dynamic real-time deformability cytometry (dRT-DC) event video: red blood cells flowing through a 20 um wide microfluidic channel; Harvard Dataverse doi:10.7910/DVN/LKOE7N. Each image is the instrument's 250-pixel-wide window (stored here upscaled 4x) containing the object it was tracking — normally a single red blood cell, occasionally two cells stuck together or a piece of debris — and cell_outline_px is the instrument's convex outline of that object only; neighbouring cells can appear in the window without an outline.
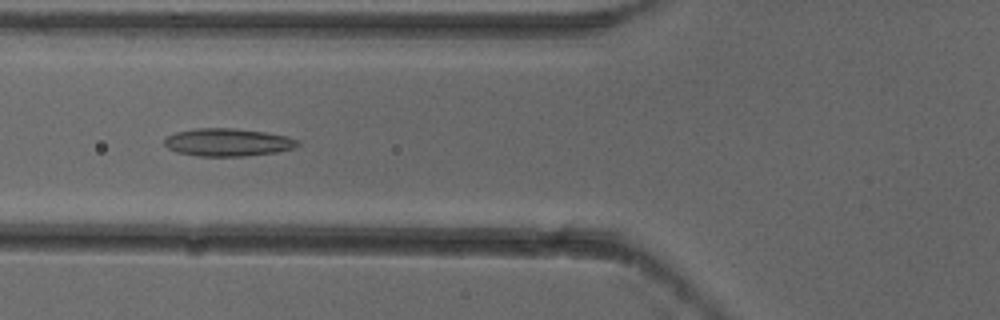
{"species": "common noctule bat (a hibernating species)", "species_latin": "Nyctalus noctula", "temperature_condition": "cold", "stored_images_in_passage": 7, "camera_frame_rate_fps": 3000, "um_per_image_px": 0.085, "animal": {"sex": "female"}, "frame": {"image": 1, "passage_image": 5, "time_ms": 1.333, "image_size_px": [1000, 320], "cell_outline_px": [[300, 144], [296, 148], [276, 152], [244, 156], [196, 156], [176, 152], [168, 148], [164, 144], [164, 140], [168, 136], [176, 132], [196, 128], [232, 128], [264, 132], [284, 136], [300, 140]], "centroid_in_image_um": [19.36, 12.1], "position_along_channel_um": 106.4, "area_um2": 21.56}}
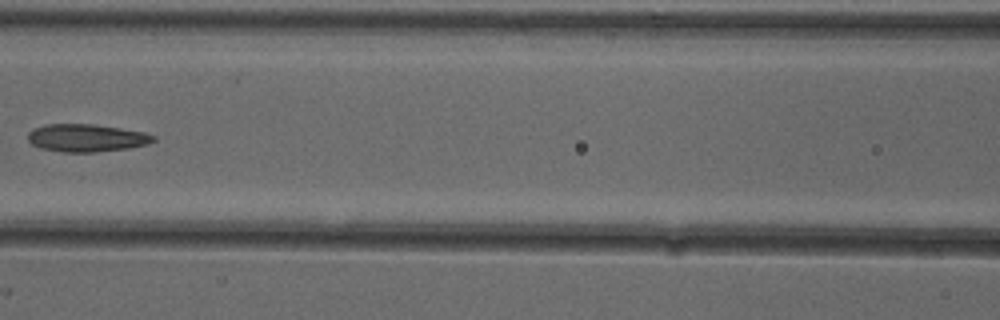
{"frame": {"image": 2, "passage_image": 6, "time_ms": 1.667, "image_size_px": [1000, 320], "cell_outline_px": [[156, 140], [148, 144], [128, 148], [92, 152], [64, 152], [40, 148], [32, 144], [28, 140], [28, 132], [32, 128], [44, 124], [92, 124], [120, 128], [144, 132], [156, 136]], "centroid_in_image_um": [7.33, 11.71], "position_along_channel_um": 159.3, "area_um2": 20.29}}
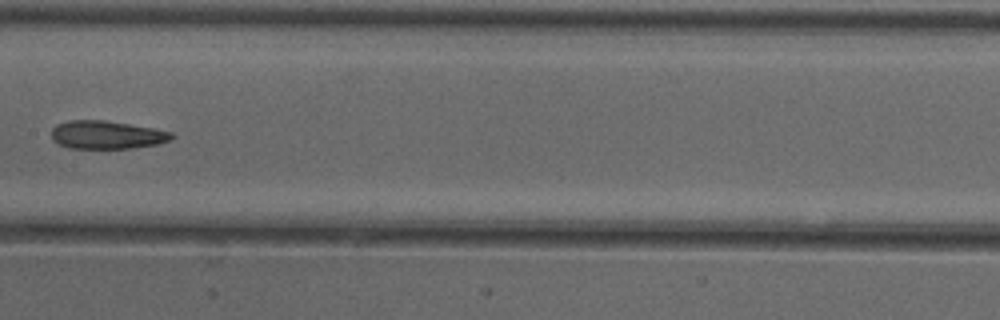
{"frame": {"image": 3, "passage_image": 7, "time_ms": 2.0, "image_size_px": [1000, 320], "cell_outline_px": [[176, 136], [168, 140], [156, 144], [132, 148], [68, 148], [52, 140], [52, 128], [56, 124], [68, 120], [104, 120], [152, 128], [172, 132]], "centroid_in_image_um": [9.04, 11.46], "position_along_channel_um": 198.4, "area_um2": 19.59}}